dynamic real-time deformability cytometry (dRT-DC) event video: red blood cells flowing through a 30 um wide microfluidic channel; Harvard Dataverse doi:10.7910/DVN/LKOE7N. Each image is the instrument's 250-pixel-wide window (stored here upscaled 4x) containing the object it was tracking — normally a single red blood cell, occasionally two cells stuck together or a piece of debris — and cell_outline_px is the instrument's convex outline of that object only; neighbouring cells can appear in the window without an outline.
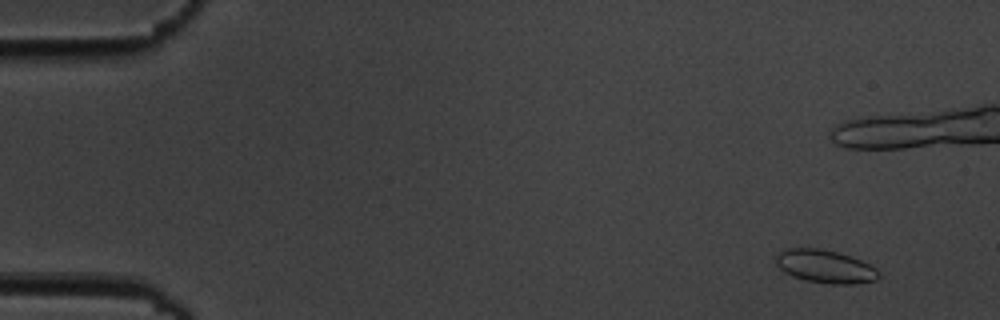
{"species": "common noctule bat (a hibernating species)", "species_latin": "Nyctalus noctula", "temperature_condition": "cold", "stored_images_in_passage": 9, "camera_frame_rate_fps": 3000, "um_per_image_px": 0.085, "animal": {"sex": "male", "body_mass_g": 19.5, "forearm_length_mm": 54.6}, "frame": {"image": 1, "passage_image": 1, "time_ms": 0.0, "image_size_px": [1000, 320], "cell_outline_px": [[880, 276], [876, 280], [856, 284], [832, 284], [804, 280], [792, 276], [784, 272], [776, 264], [776, 256], [780, 252], [788, 248], [820, 248], [836, 252], [860, 260], [876, 268], [880, 272]], "centroid_in_image_um": [70.14, 22.66], "position_along_channel_um": 14.9, "area_um2": 19.77}}